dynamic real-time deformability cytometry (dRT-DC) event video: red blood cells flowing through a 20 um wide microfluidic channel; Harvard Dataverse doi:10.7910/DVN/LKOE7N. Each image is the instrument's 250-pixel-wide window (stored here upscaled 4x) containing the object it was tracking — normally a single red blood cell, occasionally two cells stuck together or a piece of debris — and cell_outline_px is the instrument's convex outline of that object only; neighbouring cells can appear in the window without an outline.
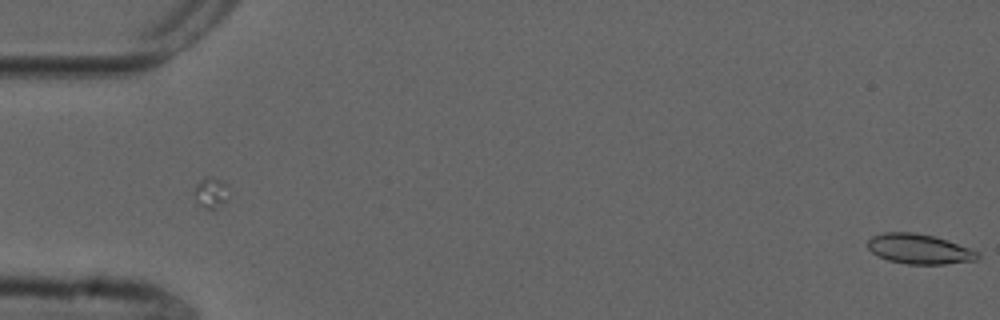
{"species": "common noctule bat (a hibernating species)", "species_latin": "Nyctalus noctula", "temperature_condition": "cold", "stored_images_in_passage": 19, "camera_frame_rate_fps": 3000, "um_per_image_px": 0.085, "animal": {"sex": "male", "forearm_length_mm": 52.5}, "frame": {"image": 1, "passage_image": 19, "time_ms": 6.0, "image_size_px": [1000, 320], "cell_outline_px": [[980, 256], [976, 260], [944, 264], [908, 264], [888, 260], [872, 252], [868, 248], [868, 240], [872, 236], [884, 232], [916, 232], [932, 236], [980, 252]], "centroid_in_image_um": [78.12, 21.16], "position_along_channel_um": 6.9, "area_um2": 18.9}}